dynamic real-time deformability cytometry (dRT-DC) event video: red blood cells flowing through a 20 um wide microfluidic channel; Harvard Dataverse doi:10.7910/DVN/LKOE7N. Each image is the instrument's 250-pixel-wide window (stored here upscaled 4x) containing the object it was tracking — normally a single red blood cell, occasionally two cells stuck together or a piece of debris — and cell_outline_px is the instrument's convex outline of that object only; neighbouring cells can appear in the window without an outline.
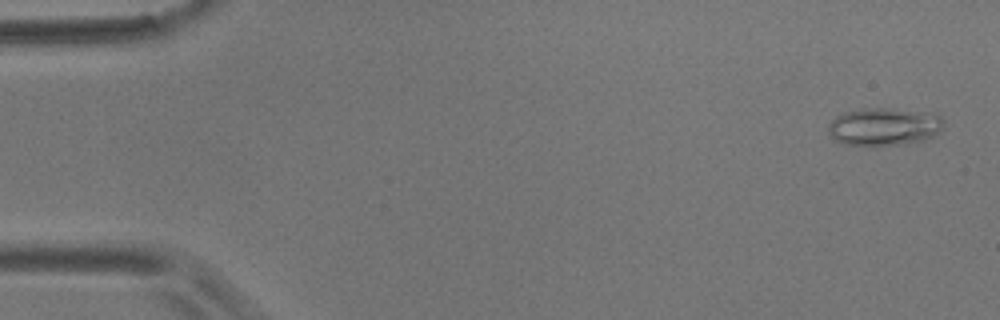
{"species": "common noctule bat (a hibernating species)", "species_latin": "Nyctalus noctula", "temperature_condition": "room temperature", "stored_images_in_passage": 6, "camera_frame_rate_fps": 3000, "um_per_image_px": 0.085, "animal": {"sex": "male", "body_mass_g": 17.9}, "frame": {"image": 1, "passage_image": 1, "time_ms": 0.0, "image_size_px": [1000, 320], "cell_outline_px": [[944, 124], [940, 132], [924, 140], [900, 144], [848, 144], [836, 140], [828, 132], [828, 124], [836, 116], [844, 112], [864, 108], [888, 108], [932, 112], [940, 116], [944, 120]], "centroid_in_image_um": [75.19, 10.73], "position_along_channel_um": 9.8, "area_um2": 25.2}}